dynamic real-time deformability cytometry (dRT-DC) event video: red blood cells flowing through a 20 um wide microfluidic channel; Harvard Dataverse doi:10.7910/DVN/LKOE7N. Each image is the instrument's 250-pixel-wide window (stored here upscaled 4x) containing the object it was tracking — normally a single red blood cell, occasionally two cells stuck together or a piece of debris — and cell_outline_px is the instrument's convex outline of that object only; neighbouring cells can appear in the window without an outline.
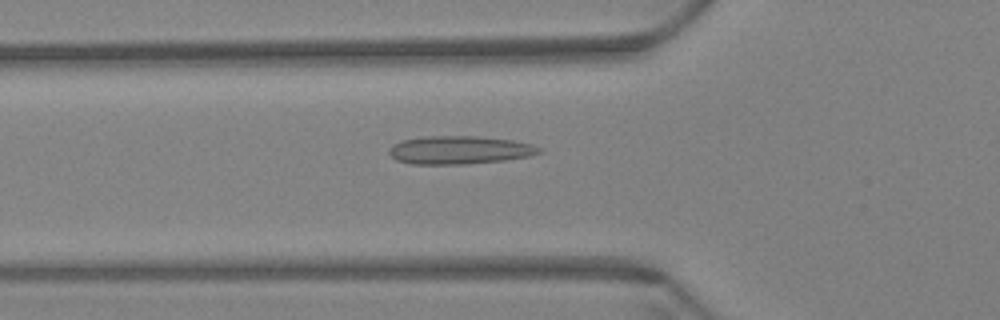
{"species": "Egyptian fruit bat (a non-hibernating species)", "species_latin": "Rousettus aegyptiacus", "temperature_condition": "warm", "stored_images_in_passage": 41, "camera_frame_rate_fps": 3000, "um_per_image_px": 0.085, "animal": {"sex": "female"}, "frame": {"image": 1, "passage_image": 12, "time_ms": 3.667, "image_size_px": [1000, 320], "cell_outline_px": [[544, 152], [528, 156], [504, 160], [464, 164], [412, 164], [396, 160], [388, 152], [388, 148], [392, 144], [404, 140], [424, 136], [476, 136], [512, 140], [532, 144], [540, 148]], "centroid_in_image_um": [39.04, 12.75], "position_along_channel_um": 86.8, "area_um2": 24.62}}
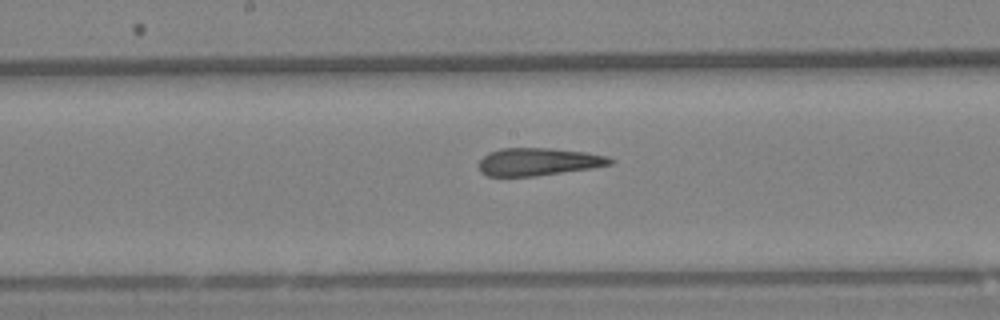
{"frame": {"image": 2, "passage_image": 22, "time_ms": 7.0, "image_size_px": [1000, 320], "cell_outline_px": [[616, 160], [612, 164], [592, 168], [536, 176], [488, 176], [480, 172], [476, 164], [488, 152], [500, 148], [552, 148], [584, 152], [608, 156]], "centroid_in_image_um": [45.74, 13.75], "position_along_channel_um": 202.5, "area_um2": 21.39}}
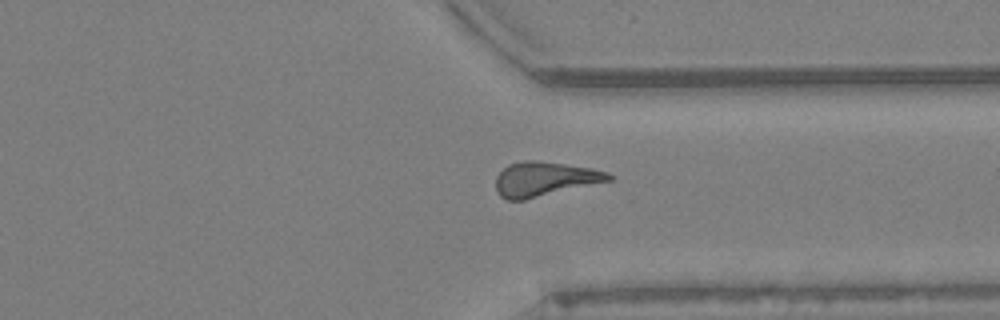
{"frame": {"image": 3, "passage_image": 36, "time_ms": 11.667, "image_size_px": [1000, 320], "cell_outline_px": [[616, 176], [612, 180], [524, 200], [508, 200], [500, 196], [496, 192], [496, 176], [508, 164], [524, 160], [532, 160], [564, 164], [592, 168], [608, 172]], "centroid_in_image_um": [46.3, 15.22], "position_along_channel_um": 365.1, "area_um2": 22.66}, "authors_computed_cell_mechanics": {"area_um2": 22.3108, "velocity_mm_per_s": 3.483, "shape_relaxation_time_tau1_ms": null, "shape_relaxation_time_tau2_ms": 3.1921, "deformation_change_tau1": null, "deformation_change_tau2": 0.1222}}